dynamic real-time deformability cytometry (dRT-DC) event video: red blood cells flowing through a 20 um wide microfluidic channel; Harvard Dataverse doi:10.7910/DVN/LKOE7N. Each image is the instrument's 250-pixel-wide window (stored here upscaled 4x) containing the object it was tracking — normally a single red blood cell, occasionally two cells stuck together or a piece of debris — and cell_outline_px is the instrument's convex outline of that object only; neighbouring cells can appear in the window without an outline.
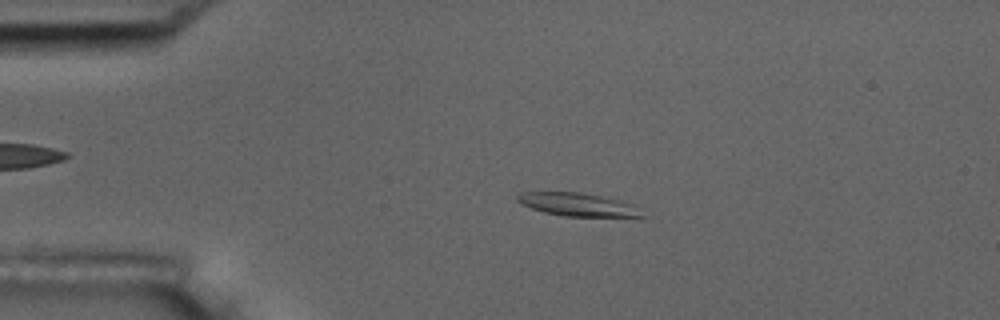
{"species": "common noctule bat (a hibernating species)", "species_latin": "Nyctalus noctula", "temperature_condition": "room temperature", "stored_images_in_passage": 55, "camera_frame_rate_fps": 3000, "um_per_image_px": 0.085, "animal": {"sex": "male", "body_mass_g": 17.5, "forearm_length_mm": 52.3}, "frame": {"image": 1, "passage_image": 11, "time_ms": 3.333, "image_size_px": [1000, 320], "cell_outline_px": [[644, 216], [564, 216], [544, 212], [520, 204], [516, 200], [516, 196], [520, 192], [580, 192], [620, 200], [632, 204]], "centroid_in_image_um": [49.01, 17.37], "position_along_channel_um": 36.0, "area_um2": 16.47}}
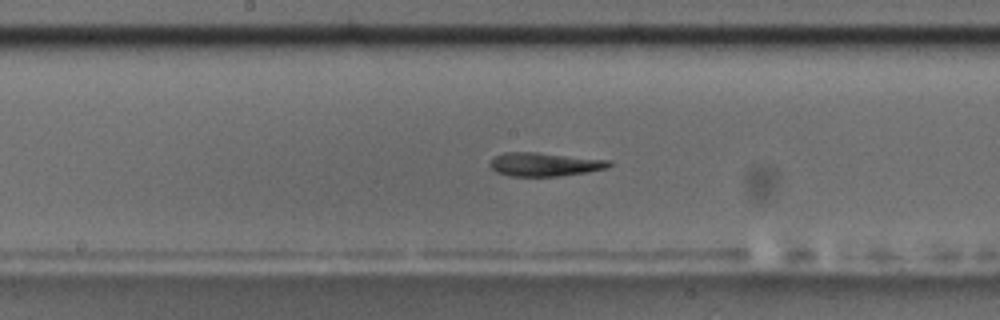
{"frame": {"image": 2, "passage_image": 28, "time_ms": 9.0, "image_size_px": [1000, 320], "cell_outline_px": [[612, 164], [608, 168], [588, 172], [560, 176], [508, 176], [496, 172], [488, 164], [496, 156], [504, 152], [536, 152], [612, 160]], "centroid_in_image_um": [46.32, 13.97], "position_along_channel_um": 201.9, "area_um2": 16.53}}
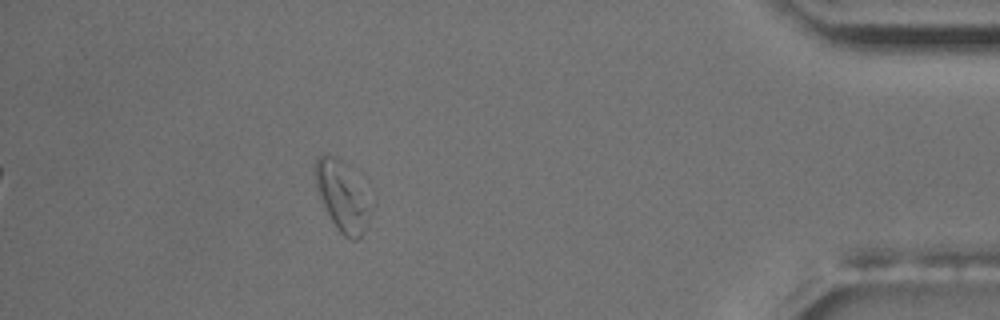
{"frame": {"image": 3, "passage_image": 49, "time_ms": 16.0, "image_size_px": [1000, 320], "cell_outline_px": [[368, 220], [360, 236], [356, 240], [352, 240], [344, 236], [336, 228], [316, 188], [312, 172], [316, 156], [324, 152], [328, 152], [344, 160], [368, 208]], "centroid_in_image_um": [28.93, 16.58], "position_along_channel_um": 406.3, "area_um2": 21.44}}